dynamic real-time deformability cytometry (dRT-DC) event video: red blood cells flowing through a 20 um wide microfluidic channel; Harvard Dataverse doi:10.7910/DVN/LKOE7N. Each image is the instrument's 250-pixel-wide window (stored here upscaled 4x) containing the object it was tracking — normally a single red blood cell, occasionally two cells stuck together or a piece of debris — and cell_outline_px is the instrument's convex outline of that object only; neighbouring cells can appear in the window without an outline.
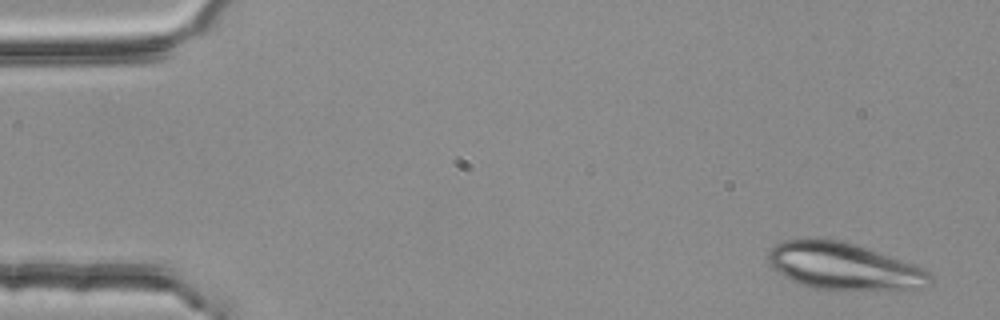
{"species": "common noctule bat (a hibernating species)", "species_latin": "Nyctalus noctula", "temperature_condition": "room temperature", "stored_images_in_passage": 7, "camera_frame_rate_fps": 3000, "um_per_image_px": 0.085, "animal": {"sex": "female", "body_mass_g": 25.1}, "frame": {"image": 1, "passage_image": 1, "time_ms": 0.0, "image_size_px": [1000, 320], "cell_outline_px": [[932, 284], [924, 288], [832, 292], [812, 288], [800, 284], [784, 276], [772, 268], [768, 264], [768, 252], [776, 244], [784, 240], [840, 240], [856, 244], [924, 268], [932, 276]], "centroid_in_image_um": [71.74, 22.69], "position_along_channel_um": 13.3, "area_um2": 44.74}}
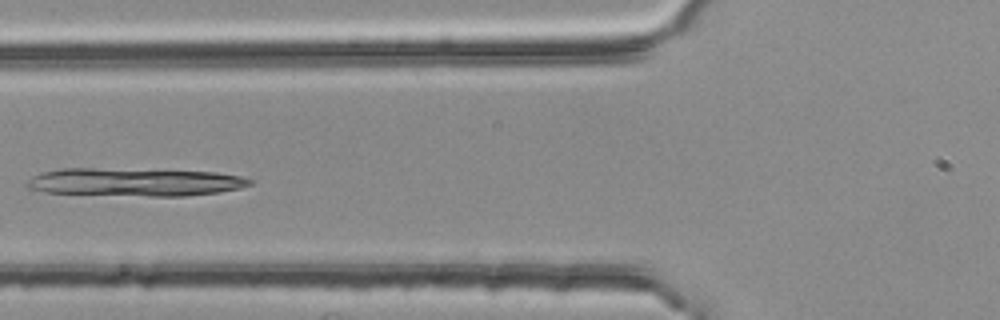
{"frame": {"image": 2, "passage_image": 6, "time_ms": 1.667, "image_size_px": [1000, 320], "cell_outline_px": [[256, 180], [252, 184], [240, 188], [220, 192], [184, 196], [148, 196], [44, 192], [28, 188], [24, 184], [32, 176], [44, 172], [60, 168], [92, 168], [216, 172], [240, 176]], "centroid_in_image_um": [11.47, 15.48], "position_along_channel_um": 114.3, "area_um2": 36.36}}
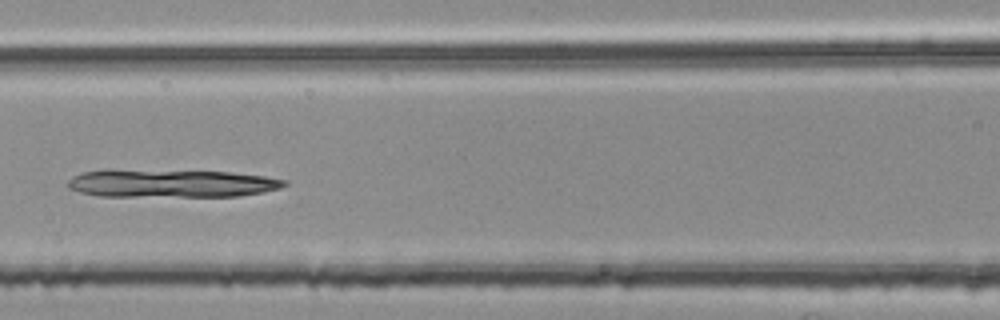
{"frame": {"image": 3, "passage_image": 7, "time_ms": 2.0, "image_size_px": [1000, 320], "cell_outline_px": [[288, 184], [280, 188], [240, 196], [100, 196], [80, 192], [68, 188], [68, 180], [72, 176], [84, 172], [104, 168], [108, 168], [228, 172], [264, 176], [288, 180]], "centroid_in_image_um": [14.48, 15.56], "position_along_channel_um": 152.1, "area_um2": 35.84}}